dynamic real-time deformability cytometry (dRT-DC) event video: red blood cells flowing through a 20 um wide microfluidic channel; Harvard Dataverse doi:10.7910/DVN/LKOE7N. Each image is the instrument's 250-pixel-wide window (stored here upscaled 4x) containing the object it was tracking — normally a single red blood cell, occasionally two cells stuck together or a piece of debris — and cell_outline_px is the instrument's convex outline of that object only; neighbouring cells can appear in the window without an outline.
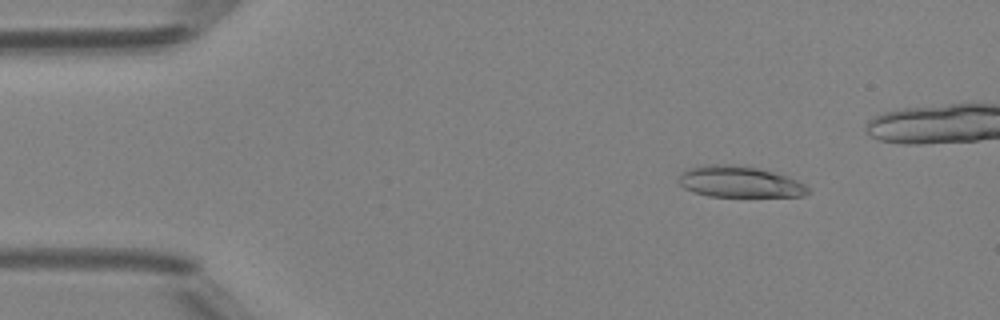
{"species": "Egyptian fruit bat (a non-hibernating species)", "species_latin": "Rousettus aegyptiacus", "temperature_condition": "room temperature", "stored_images_in_passage": 40, "camera_frame_rate_fps": 3000, "um_per_image_px": 0.085, "animal": {"sex": "female"}, "frame": {"image": 1, "passage_image": 3, "time_ms": 0.667, "image_size_px": [1000, 320], "cell_outline_px": [[812, 192], [804, 196], [708, 196], [692, 192], [684, 188], [680, 184], [680, 176], [688, 168], [700, 164], [732, 164], [756, 168], [788, 176], [804, 184]], "centroid_in_image_um": [62.86, 15.45], "position_along_channel_um": 22.1, "area_um2": 23.47}}
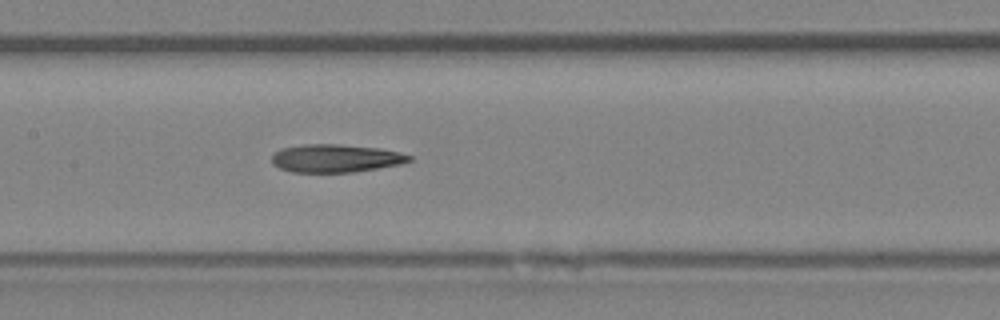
{"frame": {"image": 2, "passage_image": 20, "time_ms": 6.333, "image_size_px": [1000, 320], "cell_outline_px": [[412, 160], [400, 164], [352, 172], [292, 172], [280, 168], [272, 164], [272, 156], [280, 148], [304, 144], [336, 144], [380, 148], [400, 152], [412, 156]], "centroid_in_image_um": [28.52, 13.45], "position_along_channel_um": 178.9, "area_um2": 22.37}}
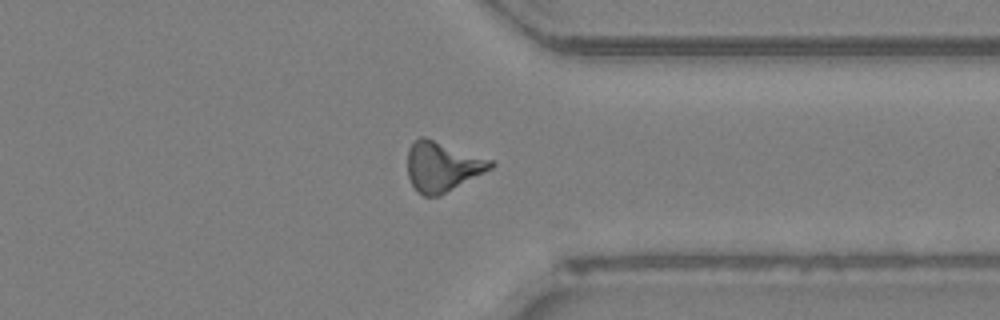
{"frame": {"image": 3, "passage_image": 34, "time_ms": 11.0, "image_size_px": [1000, 320], "cell_outline_px": [[496, 164], [492, 168], [440, 196], [424, 196], [412, 184], [408, 176], [408, 148], [420, 136], [424, 136], [492, 160]], "centroid_in_image_um": [37.6, 14.15], "position_along_channel_um": 373.8, "area_um2": 23.87}, "authors_computed_cell_mechanics": {"area_um2": 23.0333, "velocity_mm_per_s": 4.2398, "shape_relaxation_time_tau1_ms": null, "shape_relaxation_time_tau2_ms": 5.271, "deformation_change_tau1": null, "deformation_change_tau2": 0.1824}}